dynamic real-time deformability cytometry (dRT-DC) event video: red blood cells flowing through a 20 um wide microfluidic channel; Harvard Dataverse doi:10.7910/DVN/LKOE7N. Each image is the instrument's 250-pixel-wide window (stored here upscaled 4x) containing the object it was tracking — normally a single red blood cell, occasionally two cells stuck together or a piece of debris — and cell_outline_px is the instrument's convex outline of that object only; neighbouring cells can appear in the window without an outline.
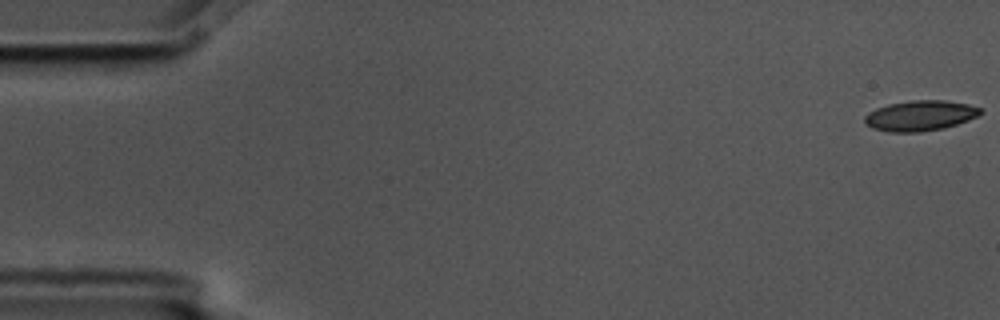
{"species": "common noctule bat (a hibernating species)", "species_latin": "Nyctalus noctula", "temperature_condition": "cold", "stored_images_in_passage": 6, "segment_of_instrument_passage": [1, 2], "camera_frame_rate_fps": 3000, "um_per_image_px": 0.085, "animal": {"sex": "male", "body_mass_g": 17.5, "forearm_length_mm": 52.3}, "frame": {"image": 1, "passage_image": 1, "time_ms": 0.0, "image_size_px": [1000, 320], "cell_outline_px": [[984, 112], [968, 120], [944, 128], [920, 132], [888, 132], [872, 128], [864, 124], [864, 116], [868, 112], [876, 108], [888, 104], [912, 100], [944, 100], [968, 104], [984, 108]], "centroid_in_image_um": [78.2, 9.83], "position_along_channel_um": 6.8, "area_um2": 20.69}}
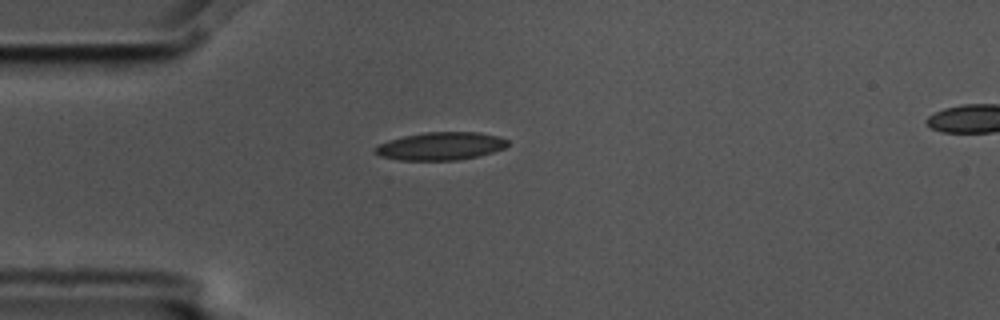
{"frame": {"image": 2, "passage_image": 5, "time_ms": 1.333, "image_size_px": [1000, 320], "cell_outline_px": [[508, 144], [504, 148], [492, 152], [476, 156], [456, 160], [400, 160], [380, 156], [372, 152], [372, 148], [376, 144], [388, 140], [404, 136], [424, 132], [480, 132], [500, 136], [508, 140]], "centroid_in_image_um": [37.4, 12.41], "position_along_channel_um": 47.6, "area_um2": 21.73}}